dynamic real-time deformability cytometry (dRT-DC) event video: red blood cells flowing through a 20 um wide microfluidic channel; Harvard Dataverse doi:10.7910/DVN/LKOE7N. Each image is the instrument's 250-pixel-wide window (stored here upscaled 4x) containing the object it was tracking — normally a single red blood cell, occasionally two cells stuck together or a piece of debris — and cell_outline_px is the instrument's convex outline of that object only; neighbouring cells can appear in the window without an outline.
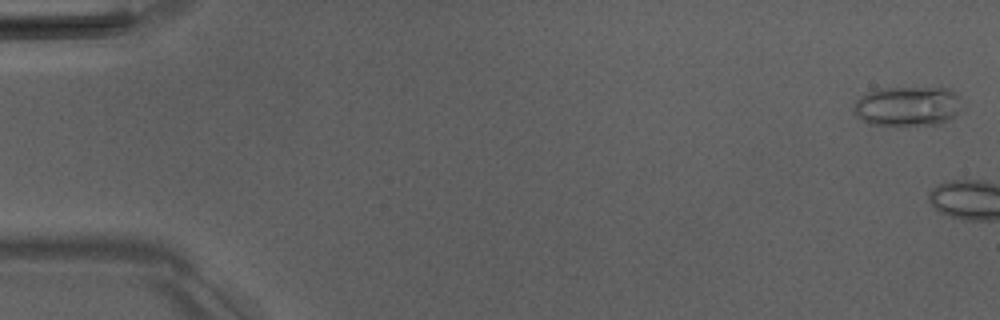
{"species": "Egyptian fruit bat (a non-hibernating species)", "species_latin": "Rousettus aegyptiacus", "temperature_condition": "room temperature", "stored_images_in_passage": 5, "camera_frame_rate_fps": 3000, "um_per_image_px": 0.085, "animal": {"sex": "male"}, "frame": {"image": 1, "passage_image": 2, "time_ms": 0.333, "image_size_px": [1000, 320], "cell_outline_px": [[964, 108], [956, 116], [940, 124], [868, 124], [860, 120], [856, 116], [852, 108], [856, 100], [860, 96], [868, 92], [880, 88], [948, 88], [960, 96]], "centroid_in_image_um": [77.18, 9.02], "position_along_channel_um": 7.8, "area_um2": 25.32}}